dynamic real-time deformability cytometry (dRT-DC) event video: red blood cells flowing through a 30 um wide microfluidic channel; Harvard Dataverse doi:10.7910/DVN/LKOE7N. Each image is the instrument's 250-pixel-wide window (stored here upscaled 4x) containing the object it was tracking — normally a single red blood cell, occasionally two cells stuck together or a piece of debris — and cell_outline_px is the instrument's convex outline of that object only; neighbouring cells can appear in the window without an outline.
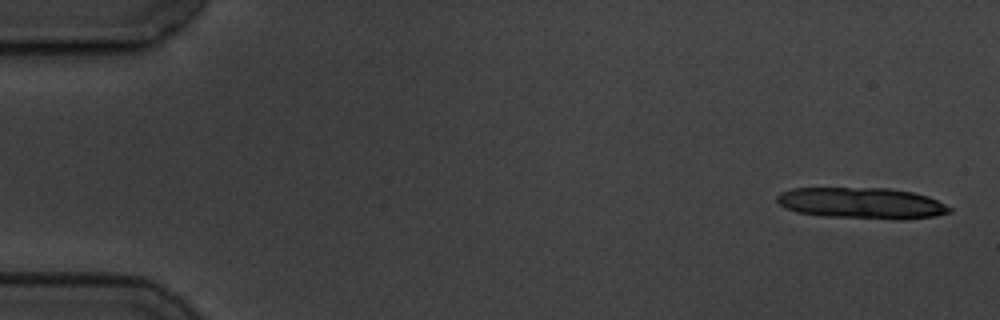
{"species": "common noctule bat (a hibernating species)", "species_latin": "Nyctalus noctula", "temperature_condition": "cold", "stored_images_in_passage": 7, "camera_frame_rate_fps": 3000, "um_per_image_px": 0.085, "animal": {"sex": "male", "body_mass_g": 19.5, "forearm_length_mm": 54.6}, "frame": {"image": 1, "passage_image": 1, "time_ms": 0.0, "image_size_px": [1000, 320], "cell_outline_px": [[952, 212], [936, 216], [904, 220], [896, 220], [824, 216], [796, 212], [784, 208], [776, 200], [776, 196], [780, 192], [792, 188], [888, 188], [912, 192], [928, 196], [952, 208]], "centroid_in_image_um": [73.25, 17.28], "position_along_channel_um": 11.8, "area_um2": 31.67}}
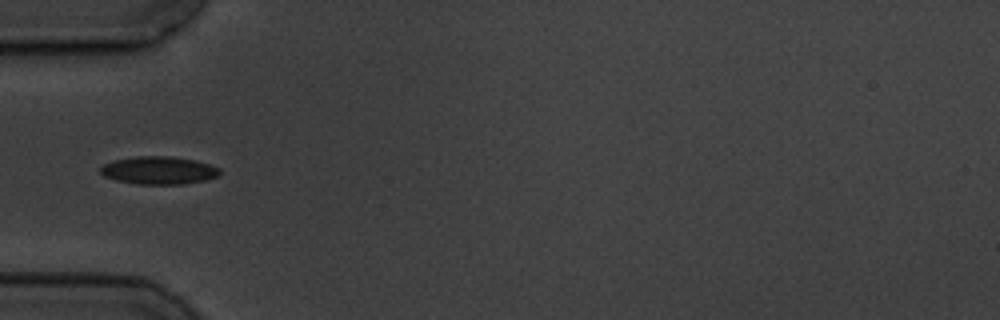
{"frame": {"image": 2, "passage_image": 6, "time_ms": 5.667, "image_size_px": [1000, 320], "cell_outline_px": [[220, 172], [216, 176], [204, 180], [184, 184], [136, 184], [116, 180], [104, 176], [100, 172], [100, 168], [104, 164], [112, 160], [136, 156], [172, 156], [196, 160], [220, 168]], "centroid_in_image_um": [13.47, 14.47], "position_along_channel_um": 71.5, "area_um2": 19.36}}
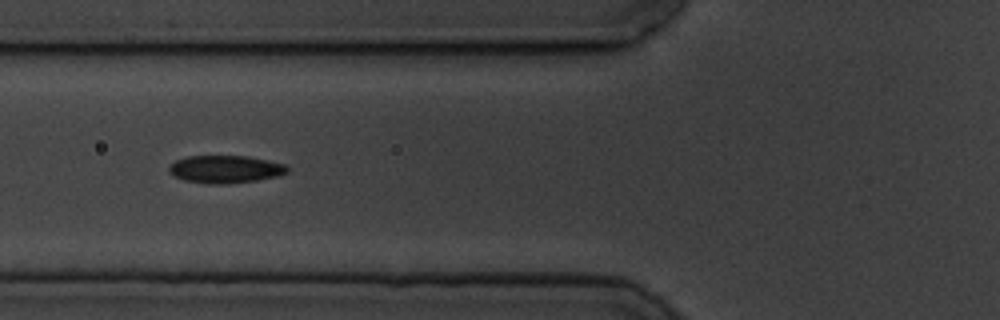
{"frame": {"image": 3, "passage_image": 7, "time_ms": 6.667, "image_size_px": [1000, 320], "cell_outline_px": [[288, 172], [276, 176], [256, 180], [224, 184], [208, 184], [184, 180], [168, 172], [168, 168], [176, 160], [188, 156], [248, 156], [284, 164], [288, 168]], "centroid_in_image_um": [19.13, 14.38], "position_along_channel_um": 106.7, "area_um2": 18.84}}